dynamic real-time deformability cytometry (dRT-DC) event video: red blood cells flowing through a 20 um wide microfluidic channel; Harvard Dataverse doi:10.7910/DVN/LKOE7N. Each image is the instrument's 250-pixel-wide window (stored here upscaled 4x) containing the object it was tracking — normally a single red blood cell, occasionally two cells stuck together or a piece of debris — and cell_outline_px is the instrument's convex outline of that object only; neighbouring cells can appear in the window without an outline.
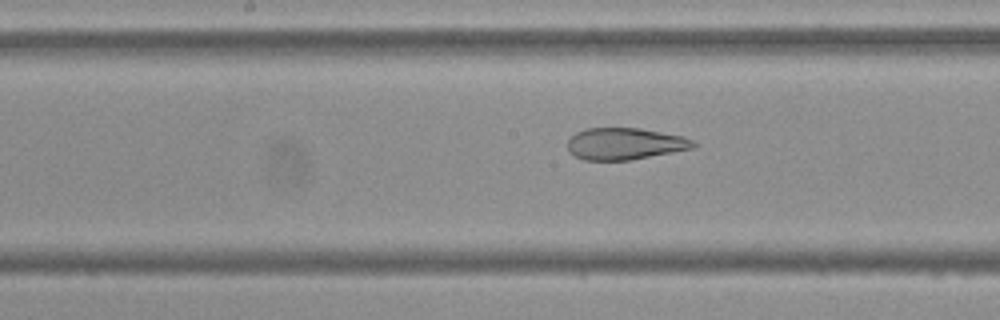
{"species": "Egyptian fruit bat (a non-hibernating species)", "species_latin": "Rousettus aegyptiacus", "temperature_condition": "cold", "stored_images_in_passage": 25, "camera_frame_rate_fps": 3000, "um_per_image_px": 0.085, "frame": {"image": 1, "passage_image": 22, "time_ms": 7.0, "image_size_px": [1000, 320], "cell_outline_px": [[696, 148], [632, 160], [584, 160], [568, 152], [568, 140], [576, 132], [584, 128], [640, 128], [684, 136], [692, 140], [696, 144]], "centroid_in_image_um": [53.13, 12.22], "position_along_channel_um": 195.1, "area_um2": 23.52}}